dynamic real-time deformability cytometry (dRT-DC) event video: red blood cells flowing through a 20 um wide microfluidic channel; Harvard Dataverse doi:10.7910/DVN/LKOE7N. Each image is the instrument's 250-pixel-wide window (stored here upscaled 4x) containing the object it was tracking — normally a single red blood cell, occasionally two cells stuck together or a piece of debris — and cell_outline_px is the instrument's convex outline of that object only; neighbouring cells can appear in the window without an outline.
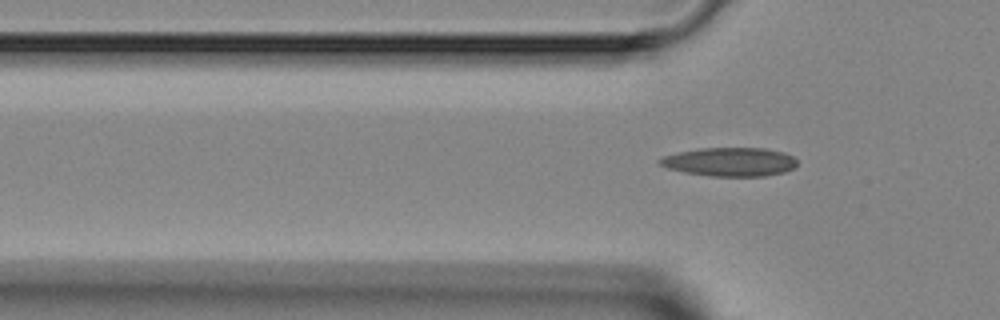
{"species": "Egyptian fruit bat (a non-hibernating species)", "species_latin": "Rousettus aegyptiacus", "temperature_condition": "room temperature", "stored_images_in_passage": 5, "camera_frame_rate_fps": 3000, "um_per_image_px": 0.085, "animal": {"sex": "female"}, "frame": {"image": 1, "passage_image": 5, "time_ms": 5.667, "image_size_px": [1000, 320], "cell_outline_px": [[796, 168], [784, 172], [764, 176], [712, 176], [684, 172], [668, 168], [660, 164], [656, 160], [664, 156], [680, 152], [700, 148], [764, 148], [784, 152], [792, 156], [796, 160]], "centroid_in_image_um": [62.06, 13.76], "position_along_channel_um": 63.7, "area_um2": 22.95}}